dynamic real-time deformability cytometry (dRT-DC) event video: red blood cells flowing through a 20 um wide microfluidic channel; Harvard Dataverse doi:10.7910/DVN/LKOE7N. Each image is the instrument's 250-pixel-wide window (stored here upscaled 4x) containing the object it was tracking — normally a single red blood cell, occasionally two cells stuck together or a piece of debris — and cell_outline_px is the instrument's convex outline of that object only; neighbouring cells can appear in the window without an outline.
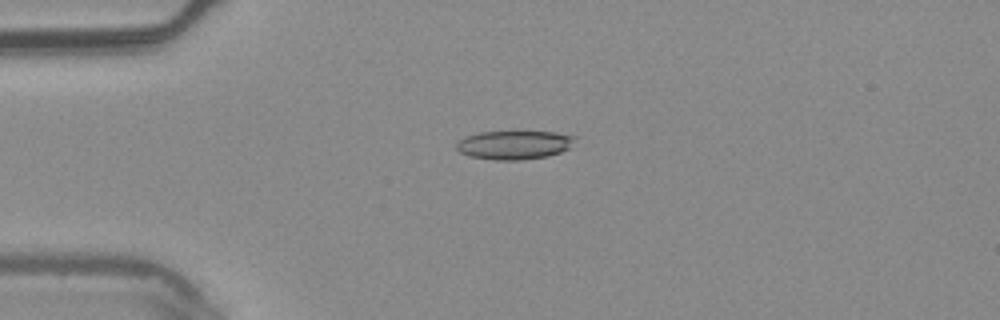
{"species": "common noctule bat (a hibernating species)", "species_latin": "Nyctalus noctula", "temperature_condition": "warm", "stored_images_in_passage": 5, "camera_frame_rate_fps": 3000, "um_per_image_px": 0.085, "animal": {"sex": "male", "body_mass_g": 20.4}, "frame": {"image": 1, "passage_image": 4, "time_ms": 1.0, "image_size_px": [1000, 320], "cell_outline_px": [[576, 136], [568, 148], [560, 152], [548, 156], [520, 160], [496, 160], [468, 156], [460, 152], [456, 148], [456, 144], [464, 136], [480, 132], [556, 132]], "centroid_in_image_um": [43.67, 12.32], "position_along_channel_um": 41.3, "area_um2": 19.71}}